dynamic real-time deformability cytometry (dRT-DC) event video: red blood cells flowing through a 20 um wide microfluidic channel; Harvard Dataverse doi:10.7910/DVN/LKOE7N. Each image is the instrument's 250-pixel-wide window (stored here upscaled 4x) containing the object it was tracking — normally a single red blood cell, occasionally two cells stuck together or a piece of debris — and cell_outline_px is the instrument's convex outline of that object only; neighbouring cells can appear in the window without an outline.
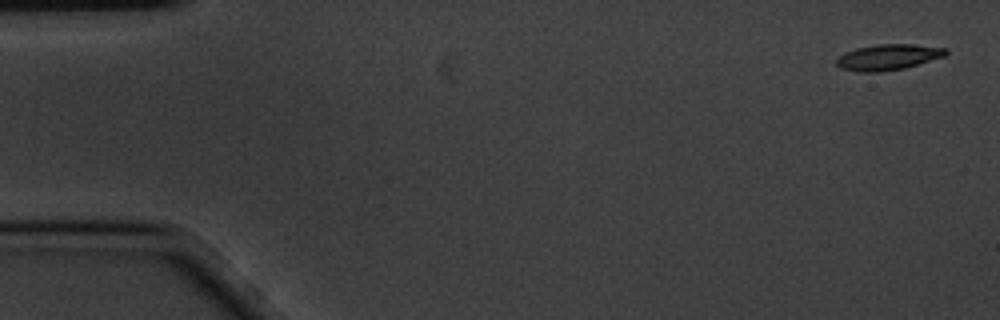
{"species": "common noctule bat (a hibernating species)", "species_latin": "Nyctalus noctula", "temperature_condition": "cold", "stored_images_in_passage": 4, "camera_frame_rate_fps": 3000, "um_per_image_px": 0.085, "animal": {"sex": "male", "body_mass_g": 20.1, "forearm_length_mm": 53.5}, "frame": {"image": 1, "passage_image": 1, "time_ms": 0.0, "image_size_px": [1000, 320], "cell_outline_px": [[948, 52], [944, 56], [904, 68], [880, 72], [860, 72], [840, 68], [836, 64], [836, 60], [844, 52], [856, 48], [880, 44], [912, 44], [948, 48]], "centroid_in_image_um": [75.48, 4.85], "position_along_channel_um": 9.5, "area_um2": 16.36}}
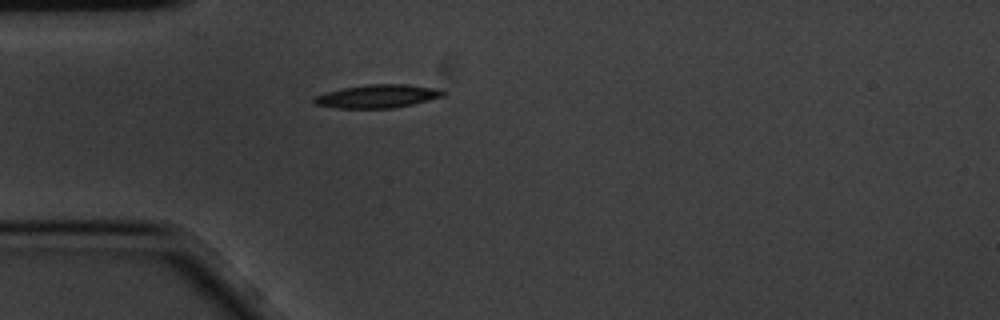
{"frame": {"image": 2, "passage_image": 4, "time_ms": 1.0, "image_size_px": [1000, 320], "cell_outline_px": [[444, 96], [412, 104], [392, 108], [336, 108], [316, 104], [312, 100], [316, 96], [324, 92], [344, 88], [368, 84], [408, 84], [436, 88], [444, 92]], "centroid_in_image_um": [32.07, 8.17], "position_along_channel_um": 52.9, "area_um2": 17.34}}